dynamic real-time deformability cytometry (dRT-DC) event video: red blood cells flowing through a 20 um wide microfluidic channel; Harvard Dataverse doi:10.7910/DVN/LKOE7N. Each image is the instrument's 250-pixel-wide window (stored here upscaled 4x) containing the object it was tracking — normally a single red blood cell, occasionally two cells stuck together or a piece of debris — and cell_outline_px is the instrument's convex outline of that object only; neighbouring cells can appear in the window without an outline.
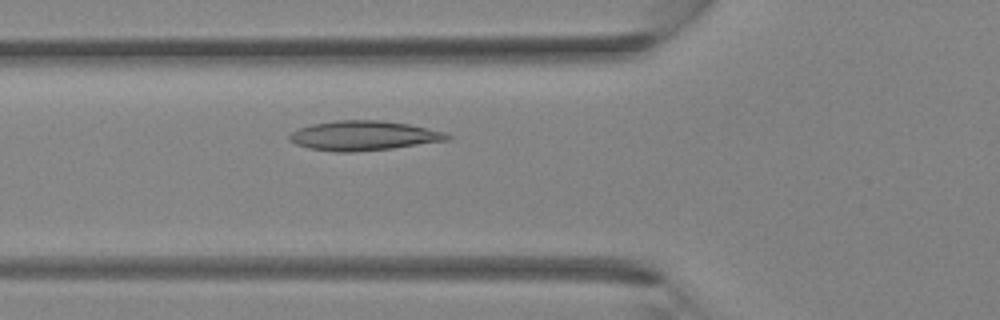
{"species": "Egyptian fruit bat (a non-hibernating species)", "species_latin": "Rousettus aegyptiacus", "temperature_condition": "room temperature", "stored_images_in_passage": 35, "camera_frame_rate_fps": 3000, "um_per_image_px": 0.085, "animal": {"sex": "female"}, "frame": {"image": 1, "passage_image": 11, "time_ms": 3.333, "image_size_px": [1000, 320], "cell_outline_px": [[452, 136], [448, 140], [392, 148], [352, 152], [336, 152], [308, 148], [296, 144], [288, 140], [288, 136], [292, 132], [300, 128], [312, 124], [336, 120], [380, 120], [408, 124], [448, 132]], "centroid_in_image_um": [30.91, 11.53], "position_along_channel_um": 94.9, "area_um2": 27.22}}
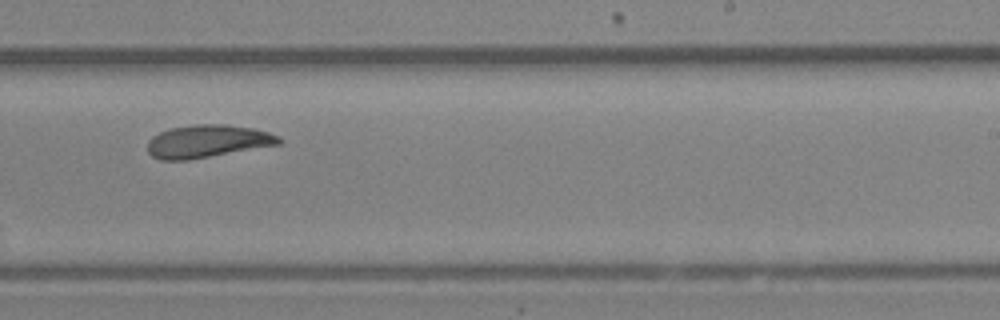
{"frame": {"image": 2, "passage_image": 21, "time_ms": 6.667, "image_size_px": [1000, 320], "cell_outline_px": [[280, 144], [188, 160], [160, 160], [152, 156], [148, 152], [148, 140], [152, 136], [160, 132], [172, 128], [196, 124], [224, 124], [252, 128], [268, 132], [280, 136]], "centroid_in_image_um": [17.61, 12.01], "position_along_channel_um": 271.4, "area_um2": 24.91}}
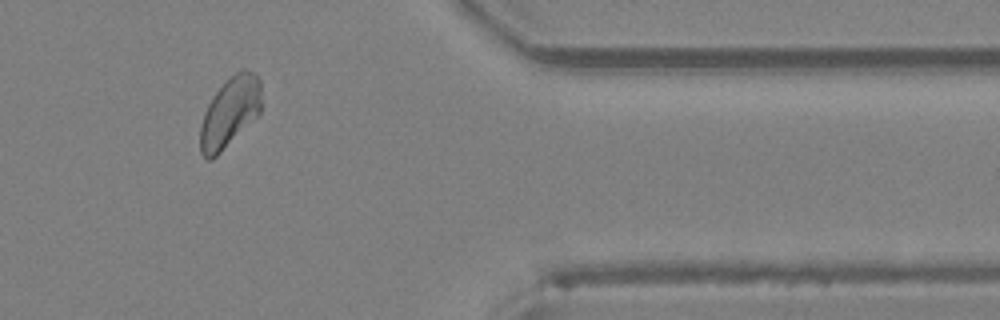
{"frame": {"image": 3, "passage_image": 29, "time_ms": 9.333, "image_size_px": [1000, 320], "cell_outline_px": [[260, 112], [212, 160], [204, 160], [200, 152], [200, 124], [204, 112], [212, 96], [236, 72], [244, 68], [256, 72], [260, 80]], "centroid_in_image_um": [19.51, 9.54], "position_along_channel_um": 391.9, "area_um2": 24.62}}